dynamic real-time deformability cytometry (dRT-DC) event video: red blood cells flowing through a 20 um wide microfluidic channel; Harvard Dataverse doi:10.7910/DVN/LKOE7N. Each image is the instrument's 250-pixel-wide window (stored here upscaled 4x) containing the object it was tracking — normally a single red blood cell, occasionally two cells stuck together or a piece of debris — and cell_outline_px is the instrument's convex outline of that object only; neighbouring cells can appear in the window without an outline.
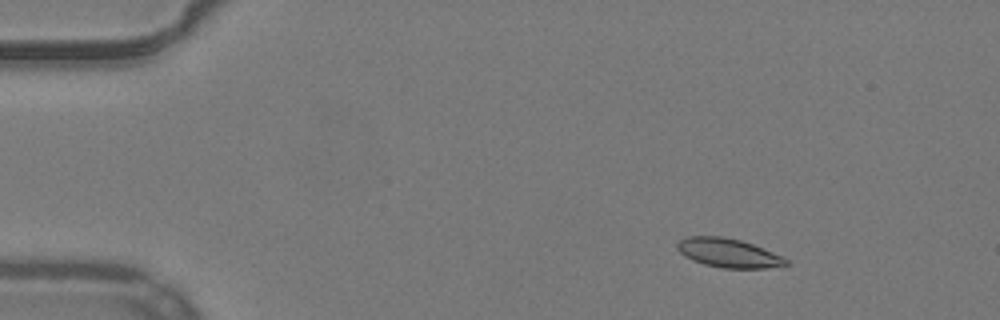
{"species": "common noctule bat (a hibernating species)", "species_latin": "Nyctalus noctula", "temperature_condition": "warm", "stored_images_in_passage": 53, "camera_frame_rate_fps": 3000, "um_per_image_px": 0.085, "animal": {"sex": "male", "body_mass_g": 19.2, "forearm_length_mm": 51.8}, "frame": {"image": 1, "passage_image": 8, "time_ms": 2.333, "image_size_px": [1000, 320], "cell_outline_px": [[792, 264], [764, 268], [724, 268], [704, 264], [692, 260], [684, 256], [676, 248], [676, 244], [680, 240], [688, 236], [724, 236], [740, 240], [752, 244], [772, 252], [788, 260]], "centroid_in_image_um": [61.89, 21.5], "position_along_channel_um": 23.1, "area_um2": 18.26}}
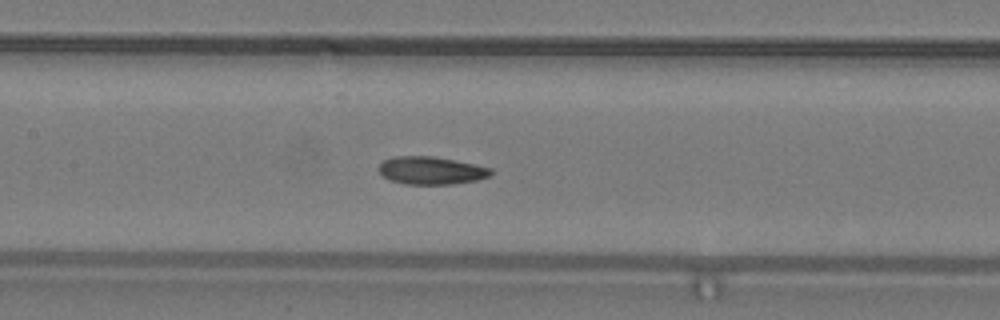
{"frame": {"image": 2, "passage_image": 26, "time_ms": 8.333, "image_size_px": [1000, 320], "cell_outline_px": [[492, 172], [488, 176], [476, 180], [452, 184], [404, 184], [388, 180], [380, 172], [380, 164], [384, 160], [396, 156], [432, 156], [492, 168]], "centroid_in_image_um": [36.62, 14.5], "position_along_channel_um": 170.8, "area_um2": 17.86}}
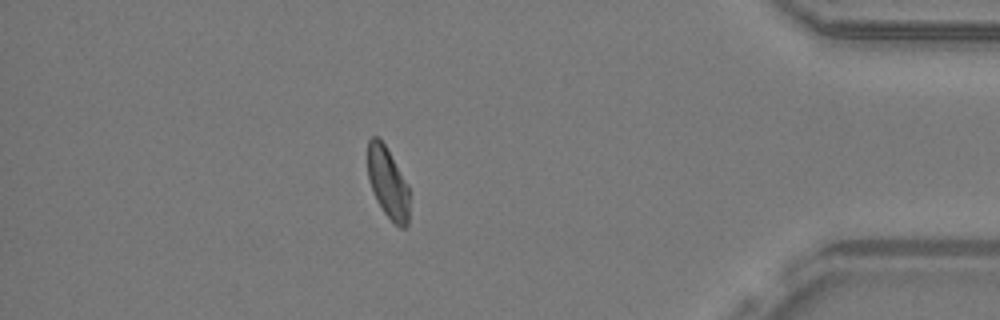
{"frame": {"image": 3, "passage_image": 47, "time_ms": 15.333, "image_size_px": [1000, 320], "cell_outline_px": [[408, 224], [404, 228], [400, 228], [384, 212], [376, 200], [368, 180], [368, 140], [372, 136], [380, 136], [408, 184]], "centroid_in_image_um": [32.95, 15.5], "position_along_channel_um": 402.3, "area_um2": 17.22}, "authors_computed_cell_mechanics": {"area_um2": 18.0914, "velocity_mm_per_s": 3.898, "shape_relaxation_time_tau1_ms": null, "shape_relaxation_time_tau2_ms": 2.0394, "deformation_change_tau1": null, "deformation_change_tau2": 0.077}}